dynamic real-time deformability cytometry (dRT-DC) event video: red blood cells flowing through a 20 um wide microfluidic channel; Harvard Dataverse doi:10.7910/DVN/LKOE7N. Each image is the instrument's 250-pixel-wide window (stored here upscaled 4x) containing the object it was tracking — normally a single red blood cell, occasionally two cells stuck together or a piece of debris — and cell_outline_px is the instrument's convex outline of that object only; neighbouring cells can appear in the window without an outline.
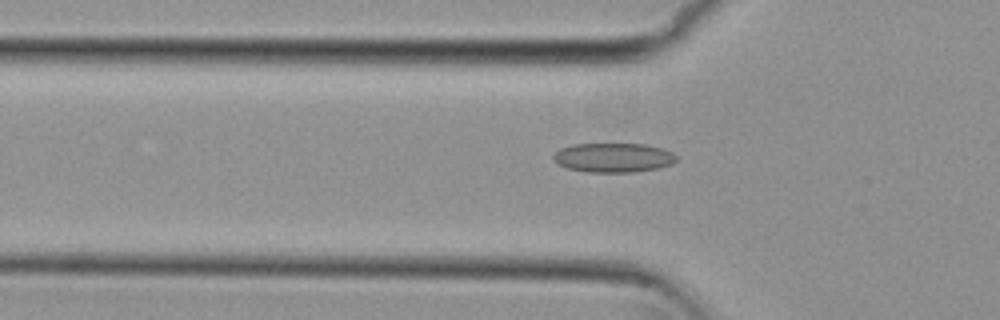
{"species": "common noctule bat (a hibernating species)", "species_latin": "Nyctalus noctula", "temperature_condition": "cold", "stored_images_in_passage": 54, "camera_frame_rate_fps": 3000, "um_per_image_px": 0.085, "animal": {"sex": "female", "body_mass_g": 29.2, "forearm_length_mm": 56.3}, "frame": {"image": 1, "passage_image": 18, "time_ms": 5.667, "image_size_px": [1000, 320], "cell_outline_px": [[676, 160], [672, 164], [660, 168], [632, 172], [584, 172], [568, 168], [552, 160], [552, 156], [560, 148], [572, 144], [644, 144], [660, 148], [672, 152], [676, 156]], "centroid_in_image_um": [52.12, 13.4], "position_along_channel_um": 73.7, "area_um2": 21.04}}
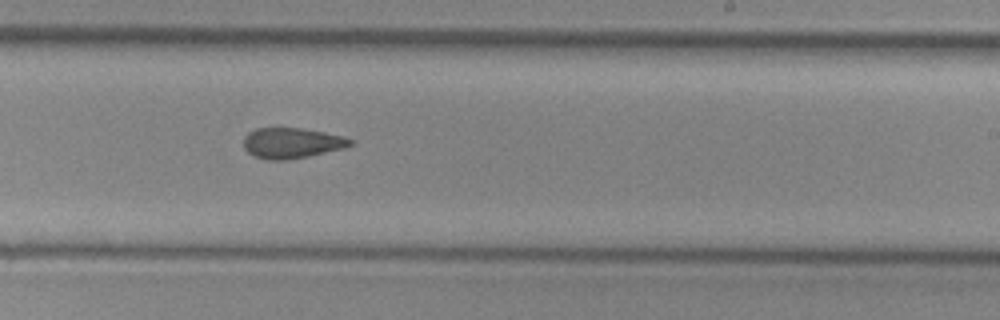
{"frame": {"image": 2, "passage_image": 33, "time_ms": 10.667, "image_size_px": [1000, 320], "cell_outline_px": [[356, 144], [344, 148], [308, 156], [288, 160], [268, 160], [252, 156], [244, 148], [244, 136], [248, 132], [256, 128], [300, 128], [324, 132], [344, 136], [352, 140]], "centroid_in_image_um": [24.8, 12.16], "position_along_channel_um": 264.2, "area_um2": 19.13}}
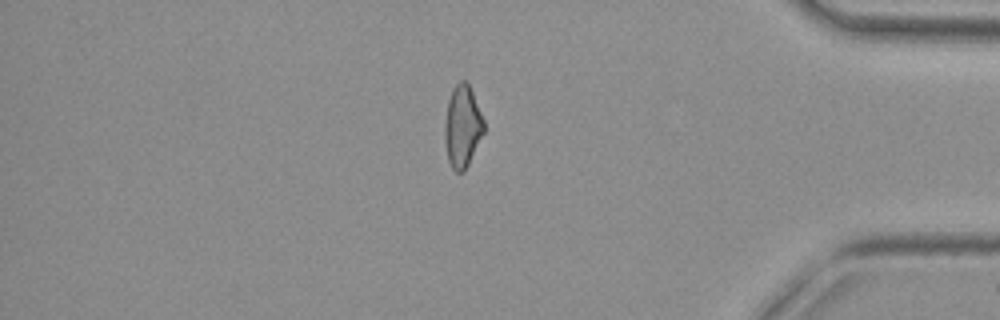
{"frame": {"image": 3, "passage_image": 46, "time_ms": 15.0, "image_size_px": [1000, 320], "cell_outline_px": [[484, 132], [464, 172], [456, 172], [452, 168], [448, 160], [444, 140], [444, 124], [448, 100], [452, 88], [460, 80], [464, 80], [468, 84], [472, 92], [484, 120]], "centroid_in_image_um": [39.29, 10.75], "position_along_channel_um": 395.9, "area_um2": 18.67}, "authors_computed_cell_mechanics": {"area_um2": 19.652, "velocity_mm_per_s": 3.8036, "shape_relaxation_time_tau1_ms": null, "shape_relaxation_time_tau2_ms": 2.7215, "deformation_change_tau1": null, "deformation_change_tau2": 0.1014}}